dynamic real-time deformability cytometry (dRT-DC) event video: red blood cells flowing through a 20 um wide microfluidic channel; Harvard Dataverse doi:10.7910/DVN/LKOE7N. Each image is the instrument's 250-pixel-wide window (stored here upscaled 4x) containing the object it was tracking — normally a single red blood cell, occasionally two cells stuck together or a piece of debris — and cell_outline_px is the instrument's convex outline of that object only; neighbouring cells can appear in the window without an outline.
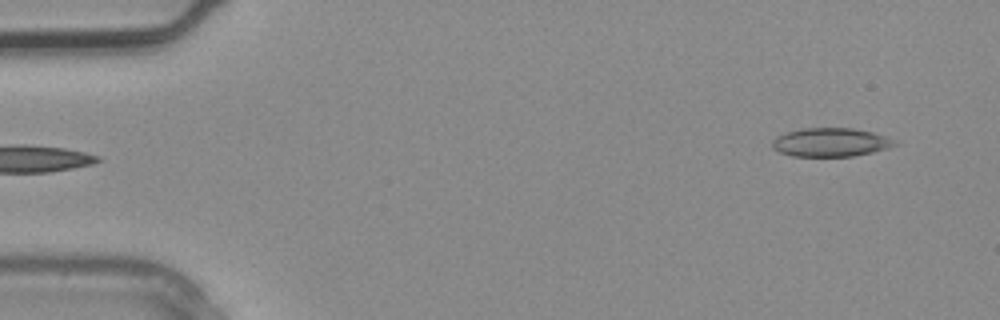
{"species": "common noctule bat (a hibernating species)", "species_latin": "Nyctalus noctula", "temperature_condition": "warm", "stored_images_in_passage": 4, "camera_frame_rate_fps": 3000, "um_per_image_px": 0.085, "animal": {"sex": "male", "body_mass_g": 20.4}, "frame": {"image": 1, "passage_image": 4, "time_ms": 1.0, "image_size_px": [1000, 320], "cell_outline_px": [[900, 144], [888, 148], [872, 152], [852, 156], [792, 156], [780, 152], [772, 148], [772, 140], [776, 136], [800, 128], [852, 128], [872, 132], [888, 136], [896, 140]], "centroid_in_image_um": [70.63, 12.09], "position_along_channel_um": 14.4, "area_um2": 20.58}}